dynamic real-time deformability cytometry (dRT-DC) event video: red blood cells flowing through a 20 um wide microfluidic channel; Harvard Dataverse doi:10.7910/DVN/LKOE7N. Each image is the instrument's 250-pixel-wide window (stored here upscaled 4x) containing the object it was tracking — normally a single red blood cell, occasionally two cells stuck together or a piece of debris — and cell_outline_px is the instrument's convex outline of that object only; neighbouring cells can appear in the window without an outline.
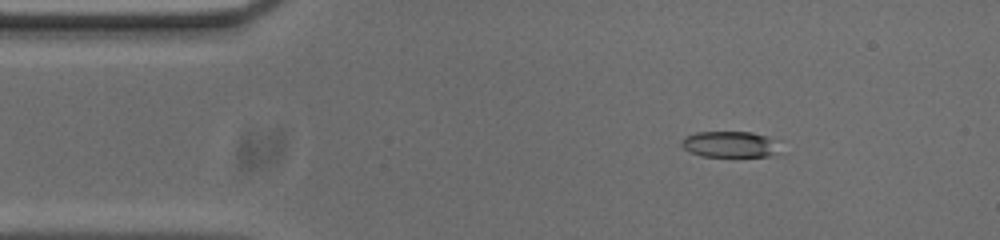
{"species": "common noctule bat (a hibernating species)", "species_latin": "Nyctalus noctula", "temperature_condition": "cold", "stored_images_in_passage": 53, "camera_frame_rate_fps": 3000, "um_per_image_px": 0.085, "animal": {"sex": "male", "body_mass_g": 20.0, "forearm_length_mm": 53.3}, "frame": {"image": 1, "passage_image": 7, "time_ms": 2.0, "image_size_px": [1000, 240], "cell_outline_px": [[784, 140], [776, 152], [772, 156], [700, 156], [688, 152], [680, 144], [680, 140], [684, 136], [696, 132], [752, 132]], "centroid_in_image_um": [62.09, 12.25], "position_along_channel_um": 22.9, "area_um2": 15.49}}
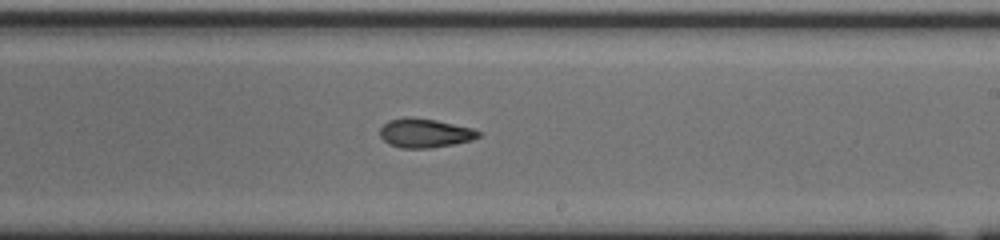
{"frame": {"image": 2, "passage_image": 30, "time_ms": 9.667, "image_size_px": [1000, 240], "cell_outline_px": [[484, 132], [480, 136], [472, 140], [432, 148], [400, 148], [388, 144], [380, 136], [380, 128], [388, 120], [408, 116], [436, 120], [472, 128]], "centroid_in_image_um": [36.11, 11.31], "position_along_channel_um": 252.9, "area_um2": 16.82}}
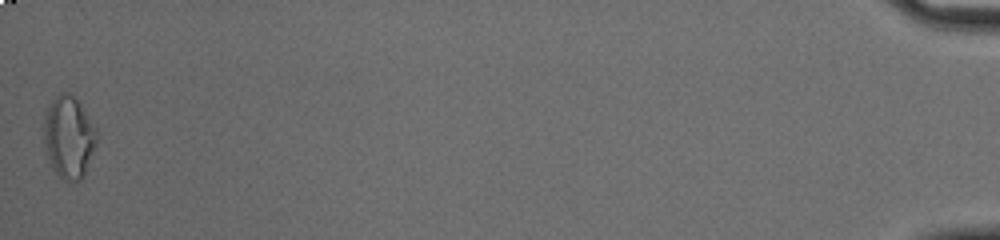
{"frame": {"image": 3, "passage_image": 53, "time_ms": 17.333, "image_size_px": [1000, 240], "cell_outline_px": [[96, 144], [84, 176], [80, 180], [72, 184], [68, 184], [52, 168], [44, 144], [44, 116], [48, 104], [56, 96], [64, 92], [68, 92], [80, 104], [96, 128]], "centroid_in_image_um": [5.84, 11.69], "position_along_channel_um": 429.4, "area_um2": 25.26}, "authors_computed_cell_mechanics": {"area_um2": 16.8198, "velocity_mm_per_s": 3.7271, "shape_relaxation_time_tau1_ms": null, "shape_relaxation_time_tau2_ms": 2.7267, "deformation_change_tau1": null, "deformation_change_tau2": 0.0998}}